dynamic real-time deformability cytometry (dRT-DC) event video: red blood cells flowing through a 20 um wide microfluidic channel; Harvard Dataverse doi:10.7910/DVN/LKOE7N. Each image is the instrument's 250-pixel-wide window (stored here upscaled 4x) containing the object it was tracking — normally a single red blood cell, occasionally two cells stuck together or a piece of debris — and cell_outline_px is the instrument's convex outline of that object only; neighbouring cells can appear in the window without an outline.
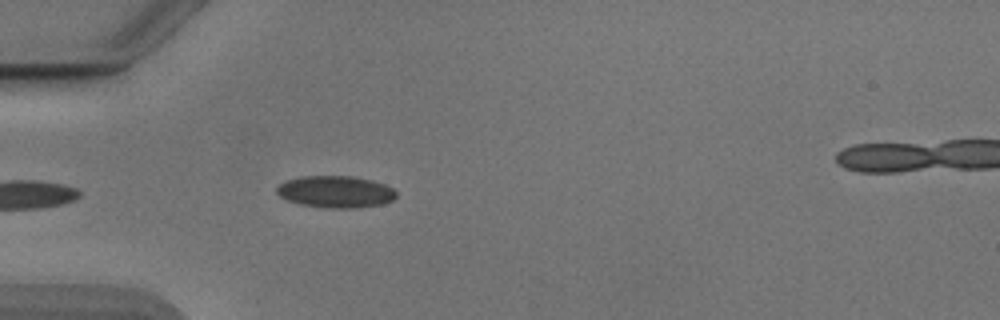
{"species": "Egyptian fruit bat (a non-hibernating species)", "species_latin": "Rousettus aegyptiacus", "temperature_condition": "cold", "stored_images_in_passage": 27, "camera_frame_rate_fps": 3000, "um_per_image_px": 0.085, "animal": {"sex": "male"}, "frame": {"image": 1, "passage_image": 4, "time_ms": 1.0, "image_size_px": [1000, 320], "cell_outline_px": [[396, 196], [392, 200], [380, 204], [356, 208], [324, 208], [300, 204], [288, 200], [280, 196], [276, 192], [276, 188], [284, 180], [304, 176], [352, 176], [372, 180], [384, 184], [392, 188], [396, 192]], "centroid_in_image_um": [28.5, 16.3], "position_along_channel_um": 56.5, "area_um2": 22.2}}
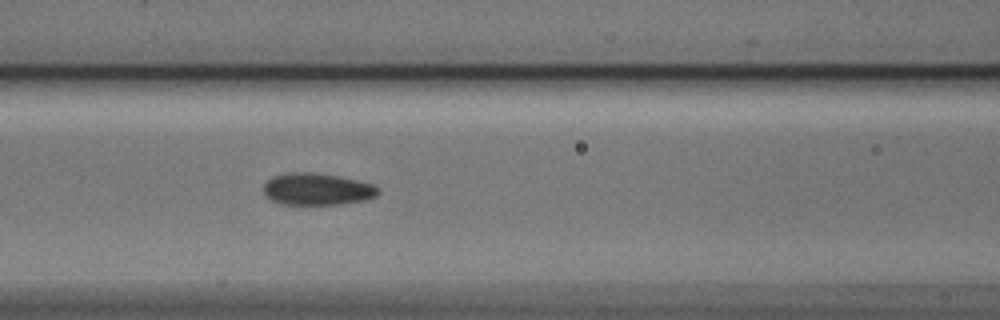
{"frame": {"image": 2, "passage_image": 11, "time_ms": 3.333, "image_size_px": [1000, 320], "cell_outline_px": [[380, 192], [376, 196], [364, 200], [340, 204], [280, 204], [264, 196], [264, 184], [272, 176], [288, 172], [312, 172], [340, 176], [376, 184], [380, 188]], "centroid_in_image_um": [26.97, 16.06], "position_along_channel_um": 139.6, "area_um2": 21.62}}
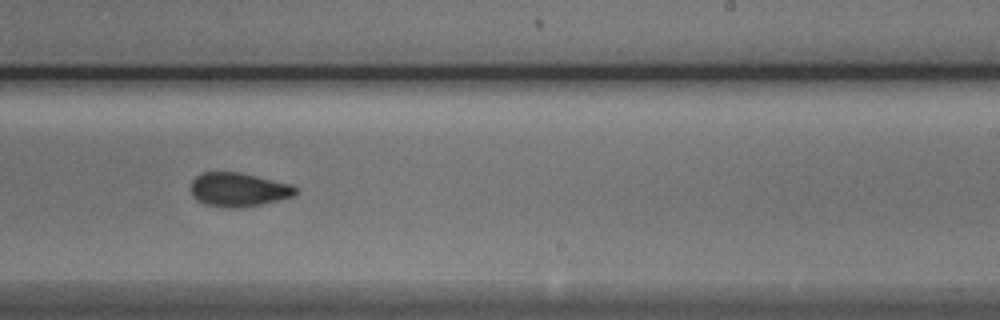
{"frame": {"image": 3, "passage_image": 21, "time_ms": 6.667, "image_size_px": [1000, 320], "cell_outline_px": [[296, 192], [292, 196], [280, 200], [240, 208], [228, 208], [204, 204], [196, 200], [192, 196], [192, 180], [196, 176], [204, 172], [240, 172], [292, 184], [296, 188]], "centroid_in_image_um": [20.26, 16.12], "position_along_channel_um": 268.7, "area_um2": 20.69}}